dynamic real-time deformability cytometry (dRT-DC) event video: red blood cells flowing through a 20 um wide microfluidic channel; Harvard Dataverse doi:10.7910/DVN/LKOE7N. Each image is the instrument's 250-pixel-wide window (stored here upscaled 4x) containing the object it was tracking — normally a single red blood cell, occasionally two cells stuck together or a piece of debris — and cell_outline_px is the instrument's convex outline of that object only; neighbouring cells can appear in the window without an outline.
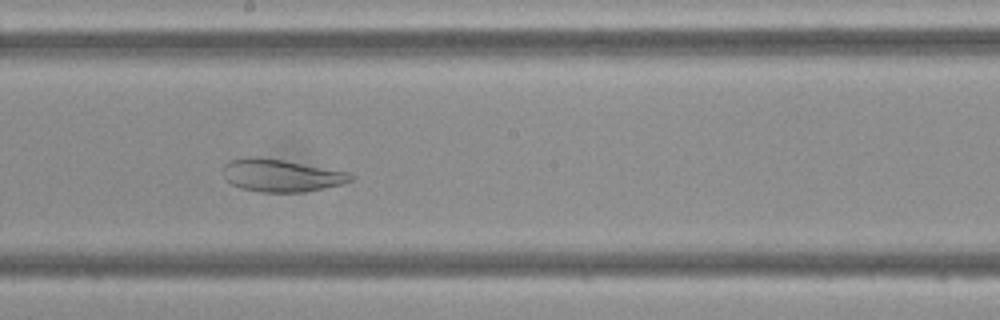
{"species": "Egyptian fruit bat (a non-hibernating species)", "species_latin": "Rousettus aegyptiacus", "temperature_condition": "cold", "stored_images_in_passage": 48, "camera_frame_rate_fps": 3000, "um_per_image_px": 0.085, "frame": {"image": 1, "passage_image": 26, "time_ms": 8.333, "image_size_px": [1000, 320], "cell_outline_px": [[352, 180], [344, 184], [304, 192], [260, 192], [240, 188], [232, 184], [224, 176], [224, 164], [228, 160], [248, 156], [256, 156], [284, 160], [348, 172], [352, 176]], "centroid_in_image_um": [23.88, 14.91], "position_along_channel_um": 224.3, "area_um2": 24.22}}
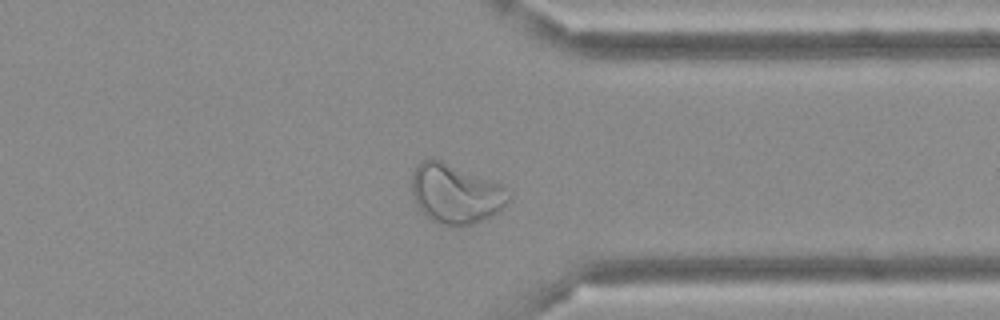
{"frame": {"image": 2, "passage_image": 37, "time_ms": 12.0, "image_size_px": [1000, 320], "cell_outline_px": [[512, 196], [492, 216], [472, 224], [440, 224], [432, 220], [420, 212], [412, 196], [412, 176], [416, 164], [420, 160], [432, 156], [500, 184]], "centroid_in_image_um": [38.65, 16.43], "position_along_channel_um": 372.7, "area_um2": 33.41}}
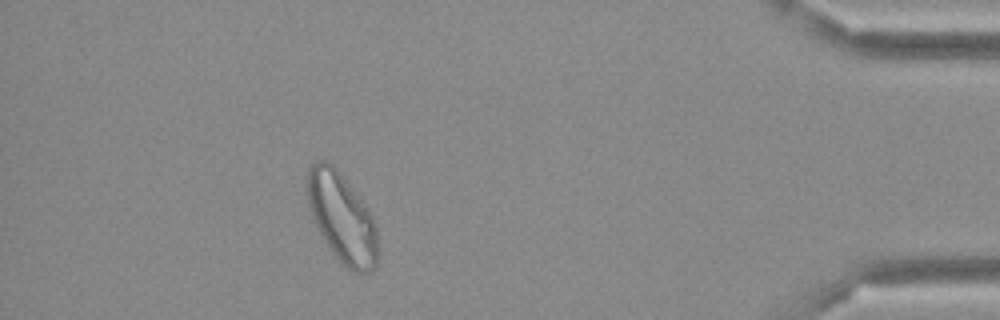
{"frame": {"image": 3, "passage_image": 43, "time_ms": 14.0, "image_size_px": [1000, 320], "cell_outline_px": [[376, 268], [368, 272], [352, 272], [332, 252], [324, 240], [312, 216], [308, 204], [304, 184], [304, 176], [308, 168], [316, 160], [328, 160], [340, 172], [368, 208], [372, 216], [376, 228]], "centroid_in_image_um": [29.01, 18.43], "position_along_channel_um": 406.2, "area_um2": 36.88}}